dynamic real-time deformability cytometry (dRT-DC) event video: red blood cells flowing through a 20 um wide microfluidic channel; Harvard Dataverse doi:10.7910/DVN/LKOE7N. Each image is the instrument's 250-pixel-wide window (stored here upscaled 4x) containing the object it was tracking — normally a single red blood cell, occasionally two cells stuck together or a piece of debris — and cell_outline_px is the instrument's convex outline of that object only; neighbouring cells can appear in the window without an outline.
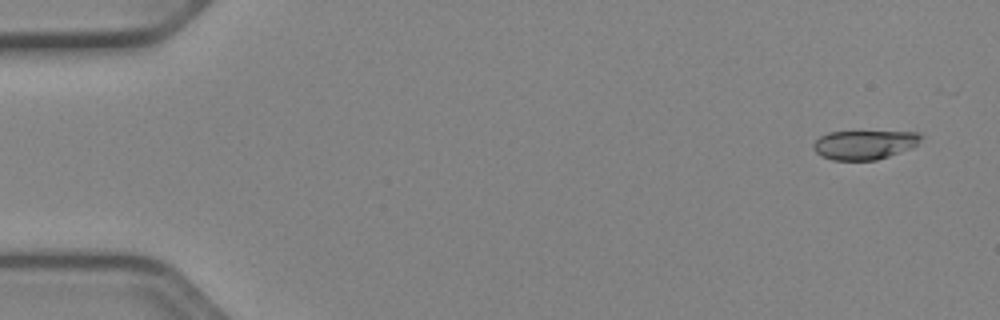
{"species": "Egyptian fruit bat (a non-hibernating species)", "species_latin": "Rousettus aegyptiacus", "temperature_condition": "cold", "stored_images_in_passage": 26, "camera_frame_rate_fps": 3000, "um_per_image_px": 0.085, "animal": {"sex": "female"}, "frame": {"image": 1, "passage_image": 3, "time_ms": 0.667, "image_size_px": [1000, 320], "cell_outline_px": [[924, 136], [912, 148], [876, 160], [832, 160], [820, 156], [812, 148], [812, 144], [820, 136], [828, 132], [916, 132]], "centroid_in_image_um": [73.44, 12.31], "position_along_channel_um": 11.6, "area_um2": 18.21}}
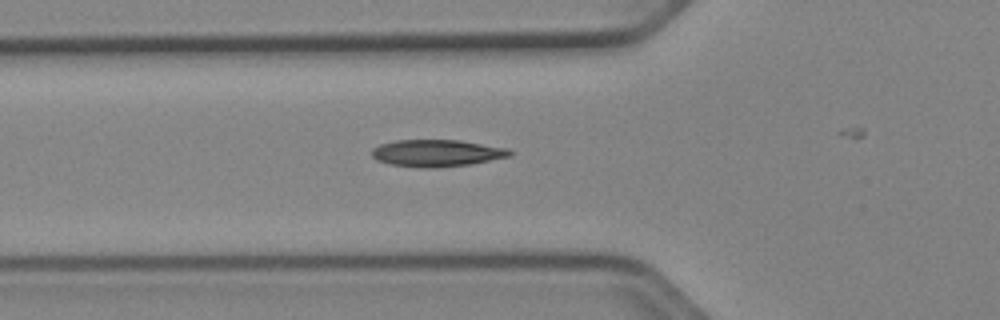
{"frame": {"image": 2, "passage_image": 19, "time_ms": 6.0, "image_size_px": [1000, 320], "cell_outline_px": [[512, 156], [468, 164], [440, 168], [420, 168], [388, 164], [376, 160], [372, 156], [372, 148], [380, 144], [396, 140], [460, 140], [508, 148], [512, 152]], "centroid_in_image_um": [37.1, 13.02], "position_along_channel_um": 88.7, "area_um2": 21.85}}
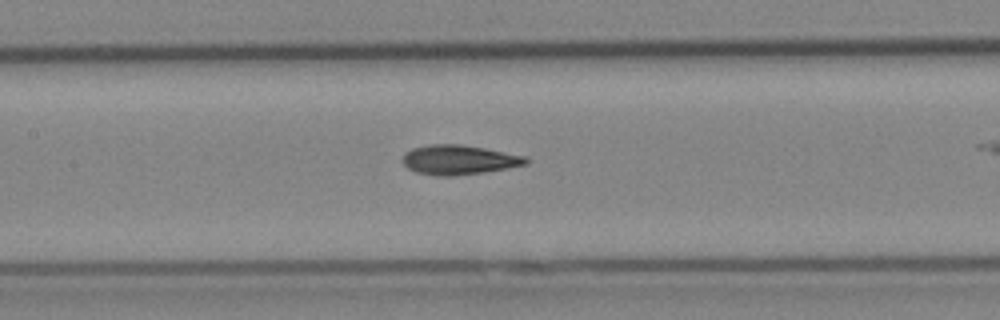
{"frame": {"image": 3, "passage_image": 25, "time_ms": 8.0, "image_size_px": [1000, 320], "cell_outline_px": [[528, 164], [508, 168], [484, 172], [452, 176], [436, 176], [416, 172], [408, 168], [400, 160], [404, 152], [412, 148], [428, 144], [460, 144], [484, 148], [528, 156]], "centroid_in_image_um": [38.99, 13.58], "position_along_channel_um": 168.4, "area_um2": 21.5}}